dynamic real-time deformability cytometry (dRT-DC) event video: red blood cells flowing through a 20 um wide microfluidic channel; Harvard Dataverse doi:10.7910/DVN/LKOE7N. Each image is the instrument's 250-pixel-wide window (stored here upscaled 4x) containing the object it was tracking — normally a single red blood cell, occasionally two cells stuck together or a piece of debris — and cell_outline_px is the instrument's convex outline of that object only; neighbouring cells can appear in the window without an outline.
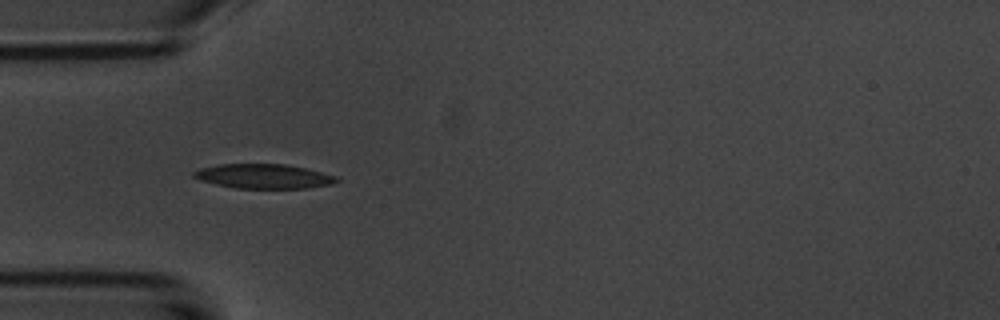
{"species": "common noctule bat (a hibernating species)", "species_latin": "Nyctalus noctula", "temperature_condition": "room temperature", "stored_images_in_passage": 7, "camera_frame_rate_fps": 3000, "um_per_image_px": 0.085, "animal": {"sex": "male", "body_mass_g": 20.1, "forearm_length_mm": 53.5}, "frame": {"image": 1, "passage_image": 3, "time_ms": 3.0, "image_size_px": [1000, 320], "cell_outline_px": [[340, 180], [332, 184], [308, 188], [236, 188], [216, 184], [200, 180], [192, 176], [192, 172], [200, 168], [220, 164], [284, 164], [304, 168], [340, 176]], "centroid_in_image_um": [22.44, 14.98], "position_along_channel_um": 62.6, "area_um2": 20.4}}
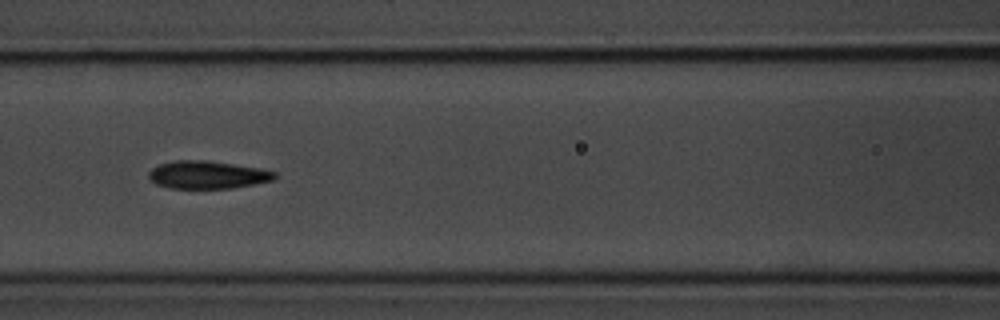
{"frame": {"image": 2, "passage_image": 5, "time_ms": 5.333, "image_size_px": [1000, 320], "cell_outline_px": [[280, 176], [272, 180], [232, 188], [172, 188], [156, 184], [148, 176], [148, 172], [152, 168], [160, 164], [176, 160], [208, 160], [260, 168], [276, 172]], "centroid_in_image_um": [17.65, 14.85], "position_along_channel_um": 148.9, "area_um2": 20.35}}
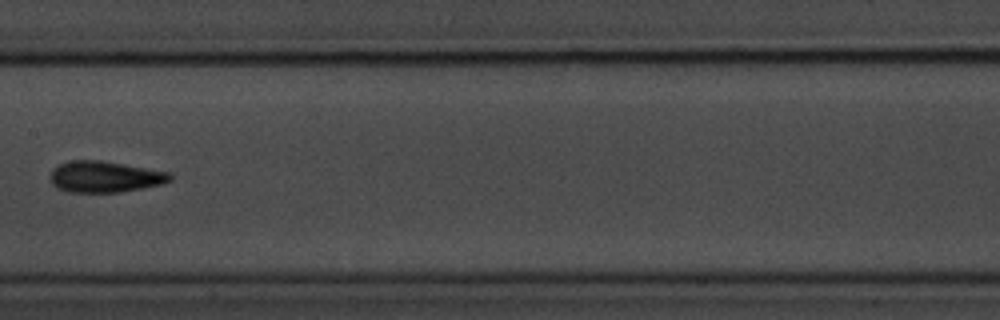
{"frame": {"image": 3, "passage_image": 6, "time_ms": 6.667, "image_size_px": [1000, 320], "cell_outline_px": [[172, 180], [164, 184], [144, 188], [120, 192], [68, 192], [56, 188], [52, 184], [52, 168], [68, 160], [100, 160], [172, 172]], "centroid_in_image_um": [8.96, 15.02], "position_along_channel_um": 198.4, "area_um2": 22.02}}